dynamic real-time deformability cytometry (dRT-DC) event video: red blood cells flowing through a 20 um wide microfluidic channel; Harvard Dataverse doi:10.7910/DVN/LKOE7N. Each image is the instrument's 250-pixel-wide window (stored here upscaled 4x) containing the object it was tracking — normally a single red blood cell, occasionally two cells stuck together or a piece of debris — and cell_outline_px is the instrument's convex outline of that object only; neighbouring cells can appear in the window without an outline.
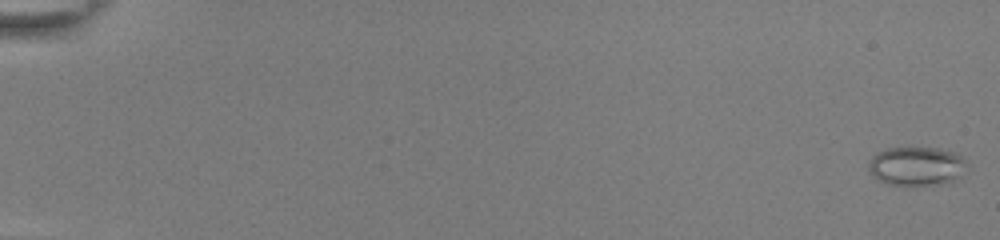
{"species": "common noctule bat (a hibernating species)", "species_latin": "Nyctalus noctula", "temperature_condition": "room temperature", "stored_images_in_passage": 54, "camera_frame_rate_fps": 3000, "um_per_image_px": 0.085, "animal": {"sex": "female", "body_mass_g": 22.0, "forearm_length_mm": 56.7}, "frame": {"image": 1, "passage_image": 1, "time_ms": 0.0, "image_size_px": [1000, 240], "cell_outline_px": [[968, 164], [960, 176], [948, 184], [908, 188], [888, 184], [872, 176], [868, 172], [868, 160], [876, 152], [888, 148], [940, 148], [956, 152]], "centroid_in_image_um": [77.89, 14.17], "position_along_channel_um": 7.1, "area_um2": 23.24}}
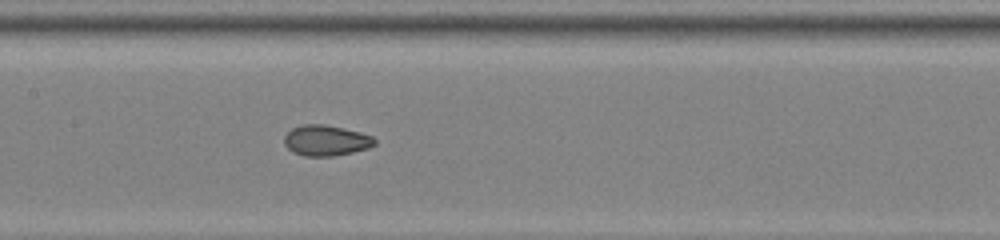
{"frame": {"image": 2, "passage_image": 29, "time_ms": 9.333, "image_size_px": [1000, 240], "cell_outline_px": [[376, 144], [368, 148], [352, 152], [332, 156], [304, 156], [292, 152], [284, 144], [284, 136], [292, 128], [304, 124], [324, 124], [344, 128], [360, 132], [372, 136], [376, 140]], "centroid_in_image_um": [27.7, 11.94], "position_along_channel_um": 179.7, "area_um2": 16.18}}
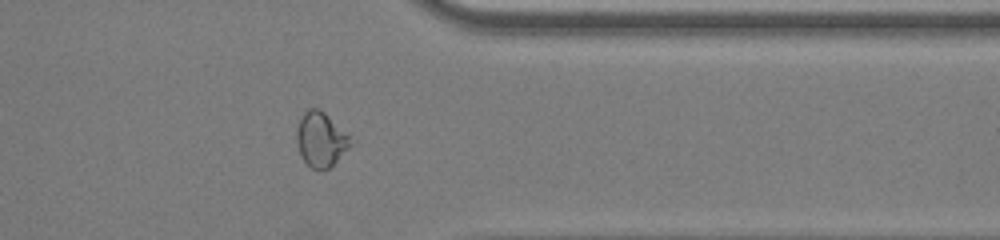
{"frame": {"image": 3, "passage_image": 45, "time_ms": 14.667, "image_size_px": [1000, 240], "cell_outline_px": [[352, 144], [328, 168], [312, 168], [300, 156], [296, 144], [296, 128], [300, 116], [308, 108], [320, 108], [348, 136]], "centroid_in_image_um": [27.2, 11.82], "position_along_channel_um": 384.2, "area_um2": 16.76}, "authors_computed_cell_mechanics": {"area_um2": 18.2937, "velocity_mm_per_s": 3.9003, "shape_relaxation_time_tau1_ms": 6.9531, "shape_relaxation_time_tau2_ms": 0.8189, "deformation_change_tau1": 0.1646, "deformation_change_tau2": 0.0515}}